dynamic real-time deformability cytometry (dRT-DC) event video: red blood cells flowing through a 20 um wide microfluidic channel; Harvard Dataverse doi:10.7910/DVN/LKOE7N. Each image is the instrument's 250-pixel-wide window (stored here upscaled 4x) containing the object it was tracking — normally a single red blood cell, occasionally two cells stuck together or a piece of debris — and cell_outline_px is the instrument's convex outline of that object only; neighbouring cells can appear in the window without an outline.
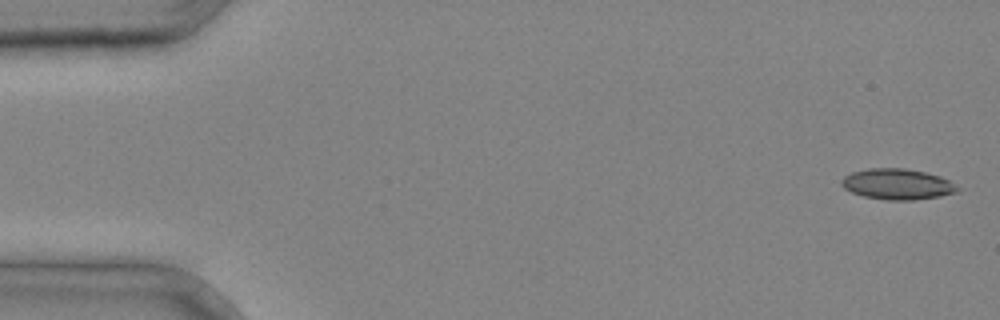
{"species": "common noctule bat (a hibernating species)", "species_latin": "Nyctalus noctula", "temperature_condition": "cold", "stored_images_in_passage": 4, "camera_frame_rate_fps": 3000, "um_per_image_px": 0.085, "animal": {"sex": "male", "body_mass_g": 20.4}, "frame": {"image": 1, "passage_image": 1, "time_ms": 0.0, "image_size_px": [1000, 320], "cell_outline_px": [[960, 188], [956, 192], [940, 196], [912, 200], [884, 200], [864, 196], [852, 192], [844, 188], [840, 184], [840, 180], [844, 176], [852, 172], [868, 168], [904, 168], [924, 172], [940, 176], [948, 180]], "centroid_in_image_um": [76.24, 15.65], "position_along_channel_um": 8.8, "area_um2": 20.75}}
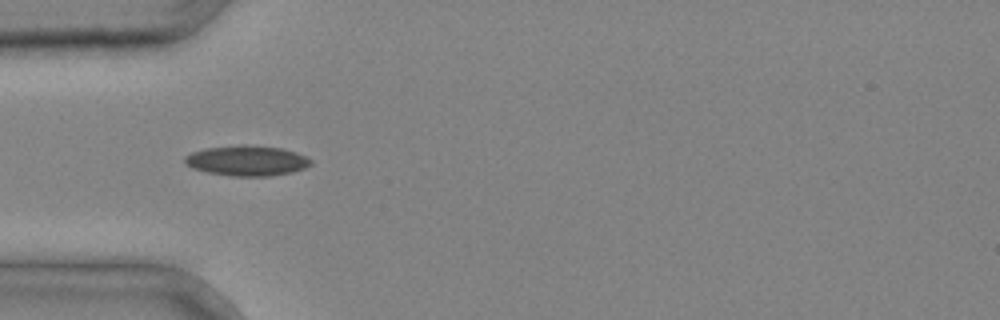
{"frame": {"image": 2, "passage_image": 4, "time_ms": 1.0, "image_size_px": [1000, 320], "cell_outline_px": [[312, 164], [304, 168], [292, 172], [268, 176], [232, 176], [208, 172], [192, 168], [184, 164], [184, 156], [192, 152], [204, 148], [240, 144], [244, 144], [280, 148], [296, 152], [312, 160]], "centroid_in_image_um": [20.95, 13.65], "position_along_channel_um": 64.0, "area_um2": 22.31}}